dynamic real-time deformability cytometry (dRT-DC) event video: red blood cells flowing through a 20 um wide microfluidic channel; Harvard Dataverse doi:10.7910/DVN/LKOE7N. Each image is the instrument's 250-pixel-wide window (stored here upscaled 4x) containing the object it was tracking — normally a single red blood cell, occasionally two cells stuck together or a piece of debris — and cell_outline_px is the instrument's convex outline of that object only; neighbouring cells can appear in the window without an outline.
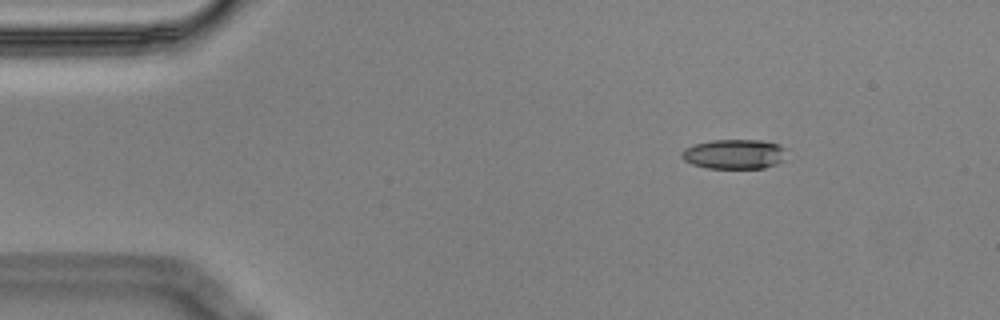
{"species": "Egyptian fruit bat (a non-hibernating species)", "species_latin": "Rousettus aegyptiacus", "temperature_condition": "cold", "stored_images_in_passage": 5, "camera_frame_rate_fps": 3000, "um_per_image_px": 0.085, "animal": {"sex": "male"}, "frame": {"image": 1, "passage_image": 5, "time_ms": 1.333, "image_size_px": [1000, 320], "cell_outline_px": [[784, 160], [776, 164], [764, 168], [708, 168], [692, 164], [684, 160], [680, 156], [680, 152], [684, 148], [692, 144], [712, 140], [760, 140], [780, 144], [784, 148]], "centroid_in_image_um": [62.37, 13.09], "position_along_channel_um": 22.6, "area_um2": 18.26}}